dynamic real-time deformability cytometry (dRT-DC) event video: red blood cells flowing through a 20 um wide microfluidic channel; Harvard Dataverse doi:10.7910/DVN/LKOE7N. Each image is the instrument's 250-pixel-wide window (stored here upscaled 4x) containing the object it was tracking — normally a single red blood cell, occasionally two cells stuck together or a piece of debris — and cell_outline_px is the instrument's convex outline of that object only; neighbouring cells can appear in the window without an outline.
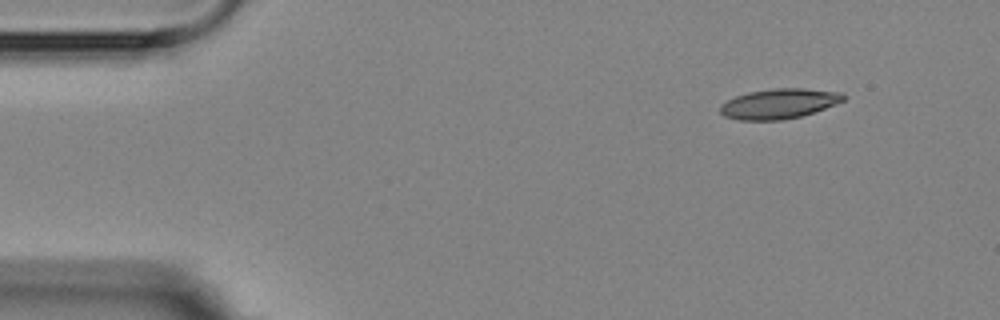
{"species": "Egyptian fruit bat (a non-hibernating species)", "species_latin": "Rousettus aegyptiacus", "temperature_condition": "room temperature", "stored_images_in_passage": 4, "camera_frame_rate_fps": 3000, "um_per_image_px": 0.085, "animal": {"sex": "female"}, "frame": {"image": 1, "passage_image": 1, "time_ms": 0.0, "image_size_px": [1000, 320], "cell_outline_px": [[844, 100], [836, 104], [800, 116], [780, 120], [740, 120], [724, 116], [720, 112], [720, 104], [736, 96], [748, 92], [776, 88], [804, 88], [844, 92]], "centroid_in_image_um": [66.21, 8.8], "position_along_channel_um": 18.8, "area_um2": 21.44}}
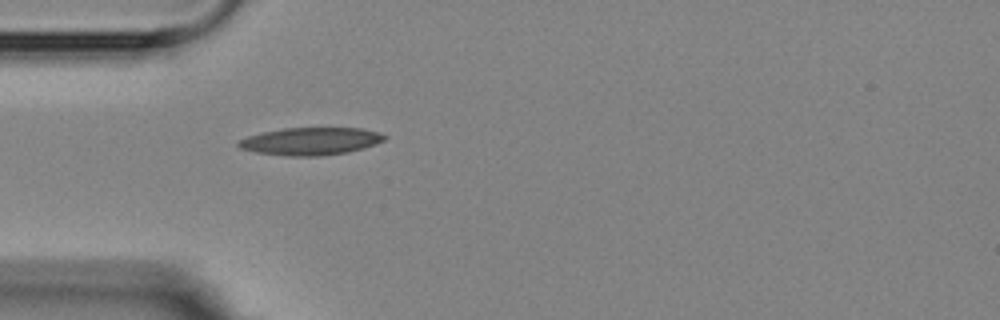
{"frame": {"image": 2, "passage_image": 4, "time_ms": 3.333, "image_size_px": [1000, 320], "cell_outline_px": [[388, 136], [384, 140], [376, 144], [364, 148], [348, 152], [320, 156], [288, 156], [256, 152], [240, 148], [236, 144], [240, 140], [248, 136], [264, 132], [284, 128], [360, 128], [380, 132]], "centroid_in_image_um": [26.44, 12.0], "position_along_channel_um": 58.6, "area_um2": 23.41}}